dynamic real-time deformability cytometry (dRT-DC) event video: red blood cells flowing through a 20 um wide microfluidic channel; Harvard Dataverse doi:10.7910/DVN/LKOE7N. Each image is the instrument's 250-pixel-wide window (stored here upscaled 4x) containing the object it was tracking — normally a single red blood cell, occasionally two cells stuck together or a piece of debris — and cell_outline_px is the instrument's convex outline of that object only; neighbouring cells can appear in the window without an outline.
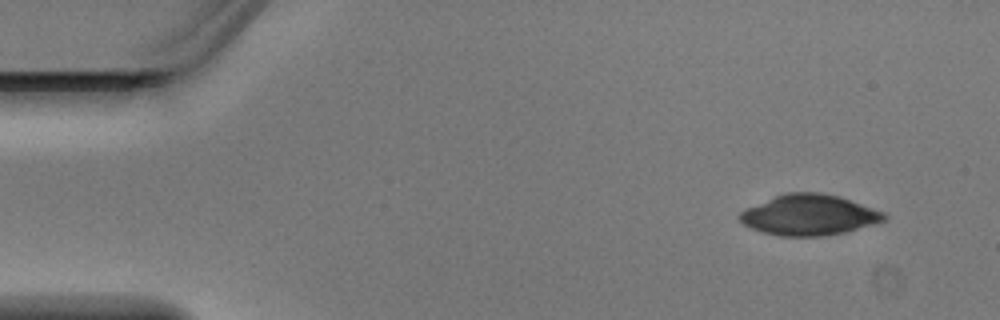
{"species": "Egyptian fruit bat (a non-hibernating species)", "species_latin": "Rousettus aegyptiacus", "temperature_condition": "warm", "stored_images_in_passage": 3, "camera_frame_rate_fps": 3000, "um_per_image_px": 0.085, "animal": {"sex": "male"}, "frame": {"image": 1, "passage_image": 1, "time_ms": 0.0, "image_size_px": [1000, 320], "cell_outline_px": [[888, 220], [880, 224], [844, 232], [824, 236], [780, 236], [764, 232], [752, 228], [744, 224], [736, 216], [740, 212], [748, 208], [784, 192], [824, 192], [840, 196], [884, 212], [888, 216]], "centroid_in_image_um": [68.85, 18.27], "position_along_channel_um": 16.2, "area_um2": 34.45}}